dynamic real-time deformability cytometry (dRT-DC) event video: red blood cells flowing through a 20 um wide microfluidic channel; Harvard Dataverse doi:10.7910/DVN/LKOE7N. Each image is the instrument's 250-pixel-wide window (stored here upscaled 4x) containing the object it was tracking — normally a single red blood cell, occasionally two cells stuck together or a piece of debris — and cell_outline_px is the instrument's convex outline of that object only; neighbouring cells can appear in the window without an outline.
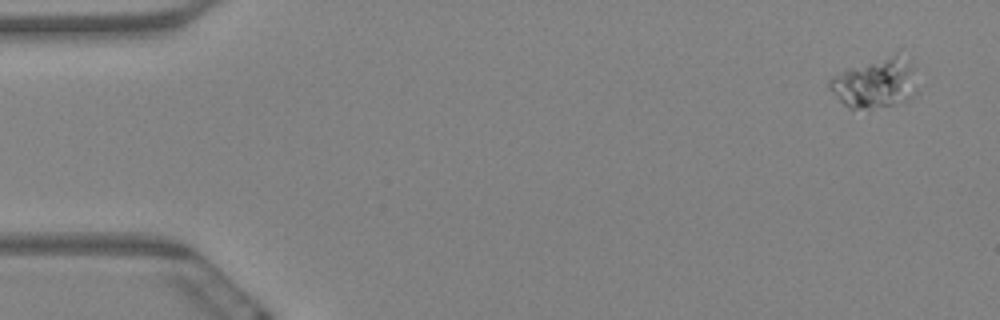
{"species": "Egyptian fruit bat (a non-hibernating species)", "species_latin": "Rousettus aegyptiacus", "temperature_condition": "warm", "stored_images_in_passage": 8, "camera_frame_rate_fps": 3000, "um_per_image_px": 0.085, "animal": {"sex": "female"}, "frame": {"image": 1, "passage_image": 1, "time_ms": 0.0, "image_size_px": [1000, 320], "cell_outline_px": [[916, 92], [912, 96], [904, 100], [892, 104], [872, 108], [848, 108], [828, 88], [828, 80], [832, 76], [844, 68], [900, 48], [916, 68]], "centroid_in_image_um": [74.44, 6.92], "position_along_channel_um": 10.6, "area_um2": 26.76}}
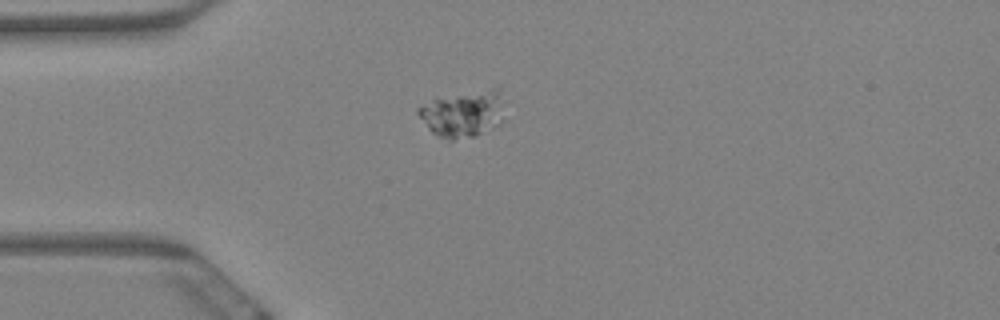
{"frame": {"image": 2, "passage_image": 5, "time_ms": 1.333, "image_size_px": [1000, 320], "cell_outline_px": [[500, 124], [476, 136], [452, 140], [448, 140], [432, 132], [428, 128], [416, 112], [416, 108], [436, 96], [500, 84]], "centroid_in_image_um": [39.32, 9.59], "position_along_channel_um": 45.7, "area_um2": 24.04}}
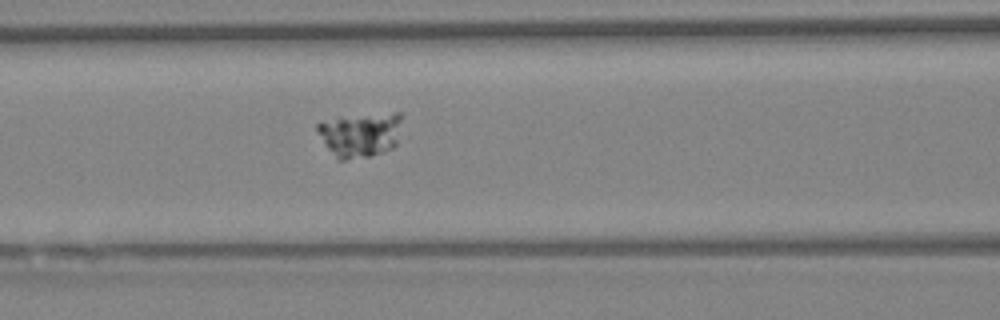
{"frame": {"image": 3, "passage_image": 8, "time_ms": 2.333, "image_size_px": [1000, 320], "cell_outline_px": [[404, 112], [396, 144], [392, 148], [384, 152], [368, 156], [344, 160], [336, 160], [328, 148], [316, 128], [316, 124], [320, 120], [396, 112]], "centroid_in_image_um": [30.65, 11.44], "position_along_channel_um": 136.0, "area_um2": 21.91}}